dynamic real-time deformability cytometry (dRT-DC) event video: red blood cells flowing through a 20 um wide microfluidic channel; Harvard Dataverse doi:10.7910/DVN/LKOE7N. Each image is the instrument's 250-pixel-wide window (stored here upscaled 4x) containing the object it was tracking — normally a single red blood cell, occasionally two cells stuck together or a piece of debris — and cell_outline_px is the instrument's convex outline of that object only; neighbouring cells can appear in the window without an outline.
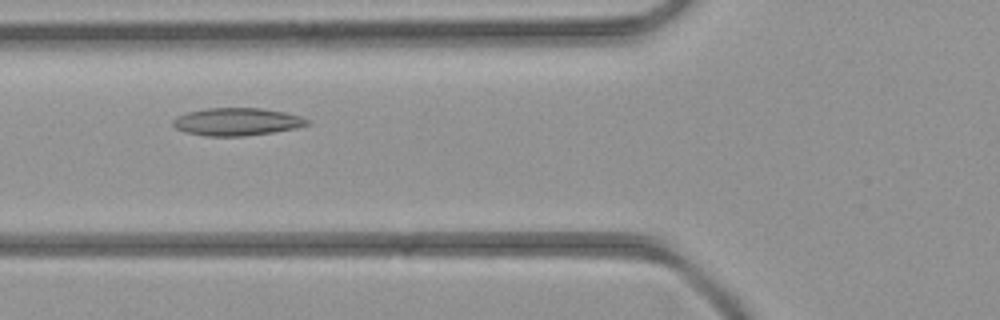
{"species": "common noctule bat (a hibernating species)", "species_latin": "Nyctalus noctula", "temperature_condition": "room temperature", "stored_images_in_passage": 5, "camera_frame_rate_fps": 3000, "um_per_image_px": 0.085, "animal": {"sex": "female", "body_mass_g": 21.9}, "frame": {"image": 1, "passage_image": 5, "time_ms": 4.667, "image_size_px": [1000, 320], "cell_outline_px": [[308, 124], [296, 128], [272, 132], [244, 136], [208, 136], [184, 132], [176, 128], [172, 124], [172, 120], [176, 116], [188, 112], [208, 108], [260, 108], [284, 112], [300, 116], [308, 120]], "centroid_in_image_um": [20.09, 10.35], "position_along_channel_um": 105.7, "area_um2": 21.5}}